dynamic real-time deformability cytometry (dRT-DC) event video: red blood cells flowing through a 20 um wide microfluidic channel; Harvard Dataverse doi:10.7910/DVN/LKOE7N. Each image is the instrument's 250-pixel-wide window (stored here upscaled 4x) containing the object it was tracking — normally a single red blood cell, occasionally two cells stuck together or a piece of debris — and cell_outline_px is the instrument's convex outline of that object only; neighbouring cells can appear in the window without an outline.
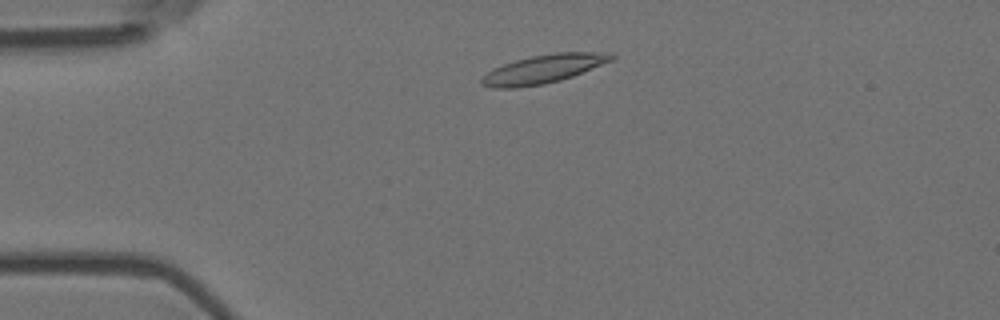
{"species": "Egyptian fruit bat (a non-hibernating species)", "species_latin": "Rousettus aegyptiacus", "temperature_condition": "room temperature", "stored_images_in_passage": 49, "camera_frame_rate_fps": 3000, "um_per_image_px": 0.085, "animal": {"sex": "female"}, "frame": {"image": 1, "passage_image": 6, "time_ms": 1.667, "image_size_px": [1000, 320], "cell_outline_px": [[616, 56], [612, 60], [572, 76], [560, 80], [544, 84], [516, 88], [492, 88], [480, 84], [480, 76], [504, 64], [516, 60], [532, 56], [556, 52], [592, 52]], "centroid_in_image_um": [46.11, 5.88], "position_along_channel_um": 38.9, "area_um2": 21.21}}
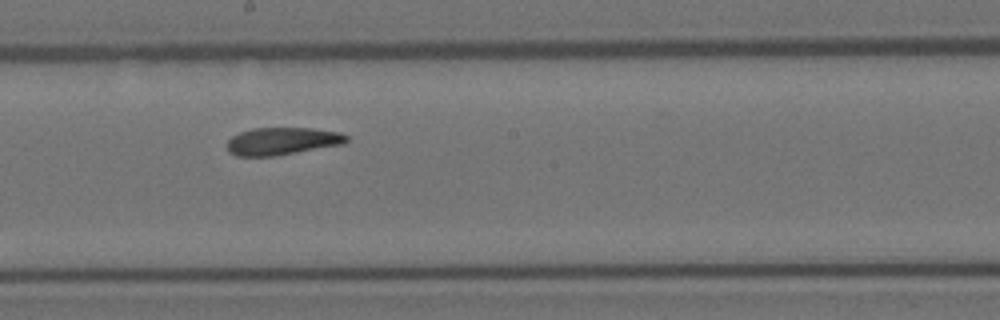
{"frame": {"image": 2, "passage_image": 24, "time_ms": 7.667, "image_size_px": [1000, 320], "cell_outline_px": [[348, 140], [344, 144], [272, 156], [236, 156], [228, 152], [228, 140], [232, 136], [240, 132], [252, 128], [312, 128], [340, 132], [348, 136]], "centroid_in_image_um": [23.99, 11.99], "position_along_channel_um": 224.2, "area_um2": 19.07}}
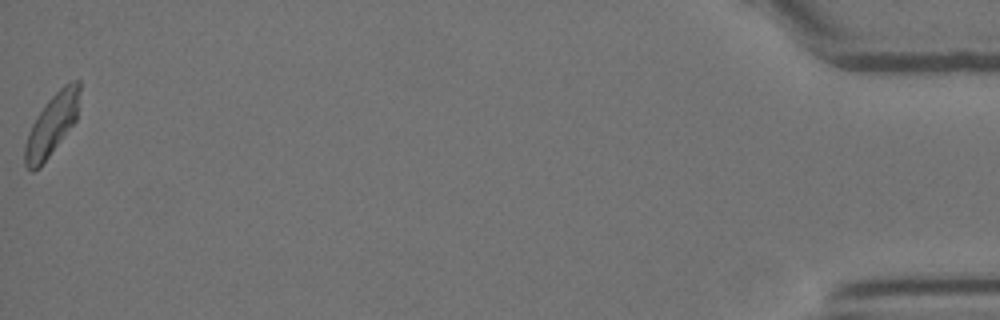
{"frame": {"image": 3, "passage_image": 49, "time_ms": 16.0, "image_size_px": [1000, 320], "cell_outline_px": [[80, 88], [76, 120], [40, 168], [32, 172], [24, 164], [24, 144], [28, 132], [36, 116], [44, 104], [64, 84], [72, 80], [80, 80]], "centroid_in_image_um": [4.38, 10.62], "position_along_channel_um": 430.8, "area_um2": 19.54}, "authors_computed_cell_mechanics": {"area_um2": 19.8254, "velocity_mm_per_s": 3.6411, "shape_relaxation_time_tau1_ms": 10.9651, "shape_relaxation_time_tau2_ms": 5.0354, "deformation_change_tau1": 0.2342, "deformation_change_tau2": 0.1367}}